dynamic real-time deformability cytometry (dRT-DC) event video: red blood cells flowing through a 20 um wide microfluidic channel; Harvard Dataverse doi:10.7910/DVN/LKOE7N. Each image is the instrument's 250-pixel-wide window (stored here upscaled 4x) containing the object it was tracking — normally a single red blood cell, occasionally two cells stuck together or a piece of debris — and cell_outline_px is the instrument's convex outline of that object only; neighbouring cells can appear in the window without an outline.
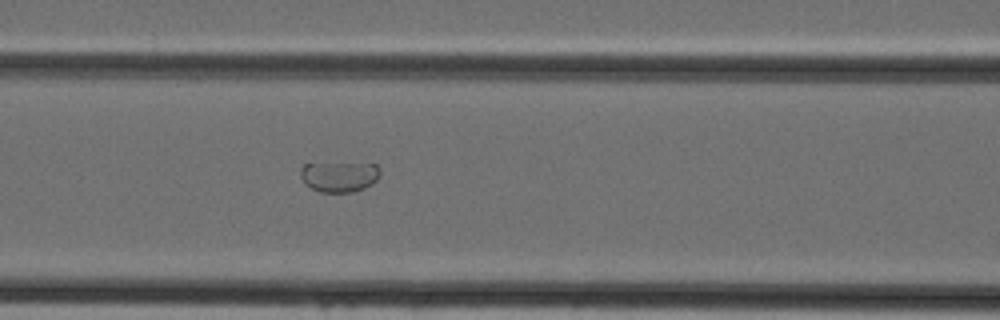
{"species": "Egyptian fruit bat (a non-hibernating species)", "species_latin": "Rousettus aegyptiacus", "temperature_condition": "cold", "stored_images_in_passage": 20, "segment_of_instrument_passage": [2, 2], "camera_frame_rate_fps": 3000, "um_per_image_px": 0.085, "animal": {"sex": "female"}, "frame": {"image": 1, "passage_image": 20, "time_ms": 6.333, "image_size_px": [1000, 320], "cell_outline_px": [[380, 176], [372, 184], [364, 188], [352, 192], [320, 192], [304, 184], [300, 176], [300, 168], [304, 164], [376, 164], [380, 168]], "centroid_in_image_um": [28.83, 15.02], "position_along_channel_um": 137.8, "area_um2": 14.05}}